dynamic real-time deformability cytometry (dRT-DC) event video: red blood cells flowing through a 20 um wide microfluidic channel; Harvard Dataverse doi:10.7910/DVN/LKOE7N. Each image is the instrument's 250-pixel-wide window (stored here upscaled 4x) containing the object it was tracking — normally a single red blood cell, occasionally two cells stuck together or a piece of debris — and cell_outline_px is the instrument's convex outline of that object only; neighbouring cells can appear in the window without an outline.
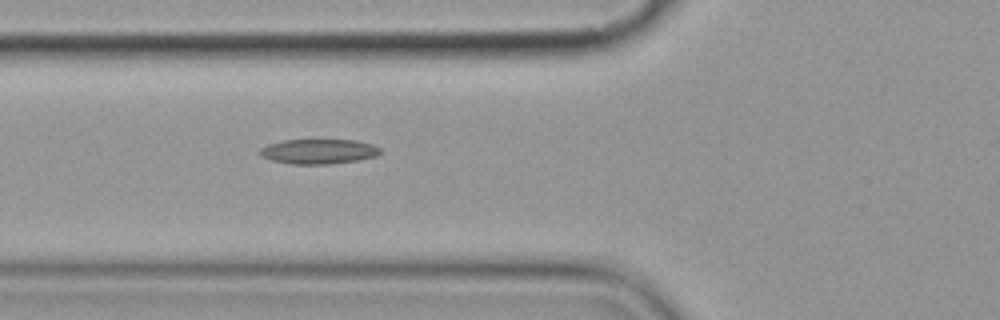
{"species": "common noctule bat (a hibernating species)", "species_latin": "Nyctalus noctula", "temperature_condition": "cold", "stored_images_in_passage": 7, "camera_frame_rate_fps": 3000, "um_per_image_px": 0.085, "animal": {"sex": "female", "body_mass_g": 19.9}, "frame": {"image": 1, "passage_image": 7, "time_ms": 7.0, "image_size_px": [1000, 320], "cell_outline_px": [[380, 152], [376, 156], [356, 160], [328, 164], [292, 164], [272, 160], [260, 156], [256, 152], [260, 148], [268, 144], [284, 140], [356, 140], [372, 144], [380, 148]], "centroid_in_image_um": [27.03, 12.87], "position_along_channel_um": 98.8, "area_um2": 17.4}}